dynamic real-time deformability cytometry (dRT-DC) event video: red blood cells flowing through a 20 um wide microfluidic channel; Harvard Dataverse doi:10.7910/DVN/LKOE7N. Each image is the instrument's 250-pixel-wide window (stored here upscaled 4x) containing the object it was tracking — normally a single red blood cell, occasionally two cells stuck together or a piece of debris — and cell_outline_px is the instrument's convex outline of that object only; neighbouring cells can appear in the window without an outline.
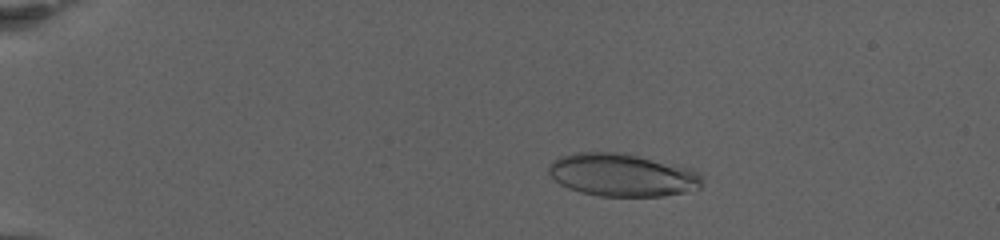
{"species": "human", "species_latin": "Homo sapiens", "temperature_condition": "warm", "stored_images_in_passage": 75, "camera_frame_rate_fps": 3000, "um_per_image_px": 0.085, "donor": {"sex": "female"}, "frame": {"image": 1, "passage_image": 16, "time_ms": 5.0, "image_size_px": [1000, 240], "cell_outline_px": [[700, 188], [684, 192], [664, 196], [600, 196], [580, 192], [568, 188], [560, 184], [548, 172], [548, 164], [552, 160], [576, 152], [620, 152], [676, 164], [692, 168], [700, 176]], "centroid_in_image_um": [52.87, 14.87], "position_along_channel_um": 32.1, "area_um2": 38.21}}
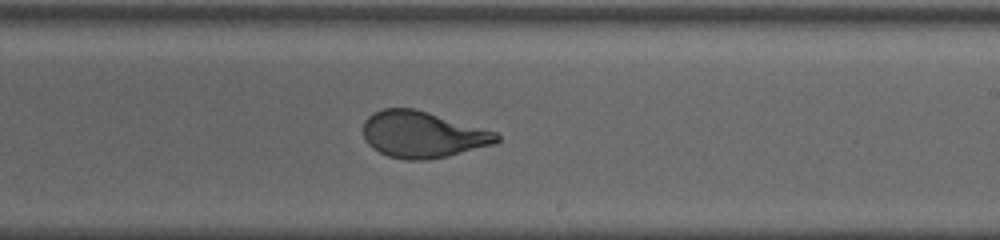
{"frame": {"image": 2, "passage_image": 48, "time_ms": 15.667, "image_size_px": [1000, 240], "cell_outline_px": [[500, 140], [496, 144], [448, 156], [428, 160], [404, 160], [388, 156], [372, 148], [368, 144], [364, 136], [364, 120], [372, 112], [384, 108], [416, 108], [496, 132], [500, 136]], "centroid_in_image_um": [35.93, 11.44], "position_along_channel_um": 253.1, "area_um2": 36.36}}
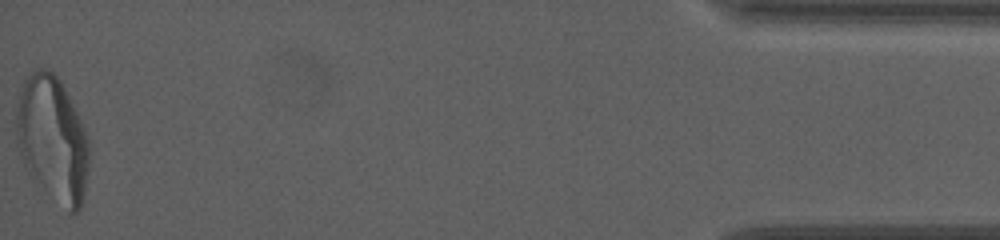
{"frame": {"image": 3, "passage_image": 75, "time_ms": 24.667, "image_size_px": [1000, 240], "cell_outline_px": [[88, 168], [84, 192], [80, 208], [76, 212], [68, 212], [28, 172], [20, 152], [16, 128], [16, 108], [20, 92], [28, 76], [36, 68], [48, 68], [60, 80], [80, 120], [88, 140]], "centroid_in_image_um": [4.46, 11.79], "position_along_channel_um": 430.7, "area_um2": 52.02}, "authors_computed_cell_mechanics": {"area_um2": 38.3214, "velocity_mm_per_s": 2.8734, "shape_relaxation_time_tau1_ms": 6.0024, "shape_relaxation_time_tau2_ms": null, "deformation_change_tau1": 0.2181, "deformation_change_tau2": null}}